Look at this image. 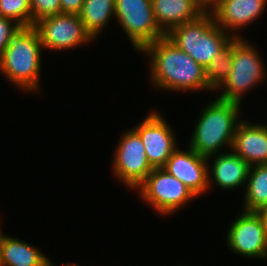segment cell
I'll return each instance as SVG.
<instances>
[{
	"instance_id": "1",
	"label": "cell",
	"mask_w": 267,
	"mask_h": 266,
	"mask_svg": "<svg viewBox=\"0 0 267 266\" xmlns=\"http://www.w3.org/2000/svg\"><path fill=\"white\" fill-rule=\"evenodd\" d=\"M141 54L148 55L152 86L163 91H203L209 87L205 68L179 49L166 36L147 44Z\"/></svg>"
},
{
	"instance_id": "2",
	"label": "cell",
	"mask_w": 267,
	"mask_h": 266,
	"mask_svg": "<svg viewBox=\"0 0 267 266\" xmlns=\"http://www.w3.org/2000/svg\"><path fill=\"white\" fill-rule=\"evenodd\" d=\"M241 104L216 98L200 112L189 147L197 154L209 157L219 154L222 147L232 149L239 120ZM230 149V150H229Z\"/></svg>"
},
{
	"instance_id": "3",
	"label": "cell",
	"mask_w": 267,
	"mask_h": 266,
	"mask_svg": "<svg viewBox=\"0 0 267 266\" xmlns=\"http://www.w3.org/2000/svg\"><path fill=\"white\" fill-rule=\"evenodd\" d=\"M41 51L37 30L33 26L22 27L0 55L1 74L21 91L40 92Z\"/></svg>"
},
{
	"instance_id": "4",
	"label": "cell",
	"mask_w": 267,
	"mask_h": 266,
	"mask_svg": "<svg viewBox=\"0 0 267 266\" xmlns=\"http://www.w3.org/2000/svg\"><path fill=\"white\" fill-rule=\"evenodd\" d=\"M166 37L204 68L233 39L208 10L198 19L174 27Z\"/></svg>"
},
{
	"instance_id": "5",
	"label": "cell",
	"mask_w": 267,
	"mask_h": 266,
	"mask_svg": "<svg viewBox=\"0 0 267 266\" xmlns=\"http://www.w3.org/2000/svg\"><path fill=\"white\" fill-rule=\"evenodd\" d=\"M261 55L249 40L233 38L232 70L217 89L220 93L217 98L241 104L242 96L244 97L255 85L263 83L267 77V70Z\"/></svg>"
},
{
	"instance_id": "6",
	"label": "cell",
	"mask_w": 267,
	"mask_h": 266,
	"mask_svg": "<svg viewBox=\"0 0 267 266\" xmlns=\"http://www.w3.org/2000/svg\"><path fill=\"white\" fill-rule=\"evenodd\" d=\"M139 196L160 215H169L198 198L184 183L164 168H153L136 189Z\"/></svg>"
},
{
	"instance_id": "7",
	"label": "cell",
	"mask_w": 267,
	"mask_h": 266,
	"mask_svg": "<svg viewBox=\"0 0 267 266\" xmlns=\"http://www.w3.org/2000/svg\"><path fill=\"white\" fill-rule=\"evenodd\" d=\"M114 18L138 52L166 36L155 21L151 0H115Z\"/></svg>"
},
{
	"instance_id": "8",
	"label": "cell",
	"mask_w": 267,
	"mask_h": 266,
	"mask_svg": "<svg viewBox=\"0 0 267 266\" xmlns=\"http://www.w3.org/2000/svg\"><path fill=\"white\" fill-rule=\"evenodd\" d=\"M118 142L112 159L113 176L129 189L136 190L153 167L149 164L139 134L133 128L122 132Z\"/></svg>"
},
{
	"instance_id": "9",
	"label": "cell",
	"mask_w": 267,
	"mask_h": 266,
	"mask_svg": "<svg viewBox=\"0 0 267 266\" xmlns=\"http://www.w3.org/2000/svg\"><path fill=\"white\" fill-rule=\"evenodd\" d=\"M43 49L64 51L93 42L79 14L61 13L38 20L33 26Z\"/></svg>"
},
{
	"instance_id": "10",
	"label": "cell",
	"mask_w": 267,
	"mask_h": 266,
	"mask_svg": "<svg viewBox=\"0 0 267 266\" xmlns=\"http://www.w3.org/2000/svg\"><path fill=\"white\" fill-rule=\"evenodd\" d=\"M226 243L233 253L249 258H267V237L261 215L242 210L227 231Z\"/></svg>"
},
{
	"instance_id": "11",
	"label": "cell",
	"mask_w": 267,
	"mask_h": 266,
	"mask_svg": "<svg viewBox=\"0 0 267 266\" xmlns=\"http://www.w3.org/2000/svg\"><path fill=\"white\" fill-rule=\"evenodd\" d=\"M149 113L133 129L144 144L149 164L153 168H163L168 158L178 148L175 132L173 133L174 130L159 112Z\"/></svg>"
},
{
	"instance_id": "12",
	"label": "cell",
	"mask_w": 267,
	"mask_h": 266,
	"mask_svg": "<svg viewBox=\"0 0 267 266\" xmlns=\"http://www.w3.org/2000/svg\"><path fill=\"white\" fill-rule=\"evenodd\" d=\"M265 8L267 0H217L208 11L226 33H230L233 38H242L240 28L256 22Z\"/></svg>"
},
{
	"instance_id": "13",
	"label": "cell",
	"mask_w": 267,
	"mask_h": 266,
	"mask_svg": "<svg viewBox=\"0 0 267 266\" xmlns=\"http://www.w3.org/2000/svg\"><path fill=\"white\" fill-rule=\"evenodd\" d=\"M186 150H180L178 147L163 168L199 197L209 189L208 162L210 161L190 147Z\"/></svg>"
},
{
	"instance_id": "14",
	"label": "cell",
	"mask_w": 267,
	"mask_h": 266,
	"mask_svg": "<svg viewBox=\"0 0 267 266\" xmlns=\"http://www.w3.org/2000/svg\"><path fill=\"white\" fill-rule=\"evenodd\" d=\"M231 150L250 167L267 164V124L240 121Z\"/></svg>"
},
{
	"instance_id": "15",
	"label": "cell",
	"mask_w": 267,
	"mask_h": 266,
	"mask_svg": "<svg viewBox=\"0 0 267 266\" xmlns=\"http://www.w3.org/2000/svg\"><path fill=\"white\" fill-rule=\"evenodd\" d=\"M211 158H213V162H211L213 164L210 165L211 167L208 165V188L212 186L213 182L220 190H235L243 186L245 189L250 168L248 163L232 150L207 157L208 160Z\"/></svg>"
},
{
	"instance_id": "16",
	"label": "cell",
	"mask_w": 267,
	"mask_h": 266,
	"mask_svg": "<svg viewBox=\"0 0 267 266\" xmlns=\"http://www.w3.org/2000/svg\"><path fill=\"white\" fill-rule=\"evenodd\" d=\"M151 2L155 21L165 35L174 27L196 20L207 11L199 0H151Z\"/></svg>"
},
{
	"instance_id": "17",
	"label": "cell",
	"mask_w": 267,
	"mask_h": 266,
	"mask_svg": "<svg viewBox=\"0 0 267 266\" xmlns=\"http://www.w3.org/2000/svg\"><path fill=\"white\" fill-rule=\"evenodd\" d=\"M48 259L33 244L2 232L0 266H46Z\"/></svg>"
},
{
	"instance_id": "18",
	"label": "cell",
	"mask_w": 267,
	"mask_h": 266,
	"mask_svg": "<svg viewBox=\"0 0 267 266\" xmlns=\"http://www.w3.org/2000/svg\"><path fill=\"white\" fill-rule=\"evenodd\" d=\"M79 17L95 40L115 17V0H84Z\"/></svg>"
},
{
	"instance_id": "19",
	"label": "cell",
	"mask_w": 267,
	"mask_h": 266,
	"mask_svg": "<svg viewBox=\"0 0 267 266\" xmlns=\"http://www.w3.org/2000/svg\"><path fill=\"white\" fill-rule=\"evenodd\" d=\"M244 191V211L258 212L267 207V164L249 168Z\"/></svg>"
},
{
	"instance_id": "20",
	"label": "cell",
	"mask_w": 267,
	"mask_h": 266,
	"mask_svg": "<svg viewBox=\"0 0 267 266\" xmlns=\"http://www.w3.org/2000/svg\"><path fill=\"white\" fill-rule=\"evenodd\" d=\"M232 70V40L212 59L205 68L209 87L213 92L224 83Z\"/></svg>"
},
{
	"instance_id": "21",
	"label": "cell",
	"mask_w": 267,
	"mask_h": 266,
	"mask_svg": "<svg viewBox=\"0 0 267 266\" xmlns=\"http://www.w3.org/2000/svg\"><path fill=\"white\" fill-rule=\"evenodd\" d=\"M0 16L14 20L22 27H32L30 0H0Z\"/></svg>"
},
{
	"instance_id": "22",
	"label": "cell",
	"mask_w": 267,
	"mask_h": 266,
	"mask_svg": "<svg viewBox=\"0 0 267 266\" xmlns=\"http://www.w3.org/2000/svg\"><path fill=\"white\" fill-rule=\"evenodd\" d=\"M32 26L38 20L62 13L60 0H30Z\"/></svg>"
},
{
	"instance_id": "23",
	"label": "cell",
	"mask_w": 267,
	"mask_h": 266,
	"mask_svg": "<svg viewBox=\"0 0 267 266\" xmlns=\"http://www.w3.org/2000/svg\"><path fill=\"white\" fill-rule=\"evenodd\" d=\"M22 28L16 21L0 16V55L9 45L12 37Z\"/></svg>"
},
{
	"instance_id": "24",
	"label": "cell",
	"mask_w": 267,
	"mask_h": 266,
	"mask_svg": "<svg viewBox=\"0 0 267 266\" xmlns=\"http://www.w3.org/2000/svg\"><path fill=\"white\" fill-rule=\"evenodd\" d=\"M84 0H60L62 13L79 14Z\"/></svg>"
},
{
	"instance_id": "25",
	"label": "cell",
	"mask_w": 267,
	"mask_h": 266,
	"mask_svg": "<svg viewBox=\"0 0 267 266\" xmlns=\"http://www.w3.org/2000/svg\"><path fill=\"white\" fill-rule=\"evenodd\" d=\"M258 213L261 215V218L263 220L265 232H266V237H267V207L264 208L261 211H258Z\"/></svg>"
},
{
	"instance_id": "26",
	"label": "cell",
	"mask_w": 267,
	"mask_h": 266,
	"mask_svg": "<svg viewBox=\"0 0 267 266\" xmlns=\"http://www.w3.org/2000/svg\"><path fill=\"white\" fill-rule=\"evenodd\" d=\"M208 10L217 0H199Z\"/></svg>"
},
{
	"instance_id": "27",
	"label": "cell",
	"mask_w": 267,
	"mask_h": 266,
	"mask_svg": "<svg viewBox=\"0 0 267 266\" xmlns=\"http://www.w3.org/2000/svg\"><path fill=\"white\" fill-rule=\"evenodd\" d=\"M68 265H64V266H78L76 264H71V263H67ZM46 266H56L52 263L51 259L49 258L48 261H47V265Z\"/></svg>"
},
{
	"instance_id": "28",
	"label": "cell",
	"mask_w": 267,
	"mask_h": 266,
	"mask_svg": "<svg viewBox=\"0 0 267 266\" xmlns=\"http://www.w3.org/2000/svg\"><path fill=\"white\" fill-rule=\"evenodd\" d=\"M1 242H2V228L0 227V251H1Z\"/></svg>"
}]
</instances>
